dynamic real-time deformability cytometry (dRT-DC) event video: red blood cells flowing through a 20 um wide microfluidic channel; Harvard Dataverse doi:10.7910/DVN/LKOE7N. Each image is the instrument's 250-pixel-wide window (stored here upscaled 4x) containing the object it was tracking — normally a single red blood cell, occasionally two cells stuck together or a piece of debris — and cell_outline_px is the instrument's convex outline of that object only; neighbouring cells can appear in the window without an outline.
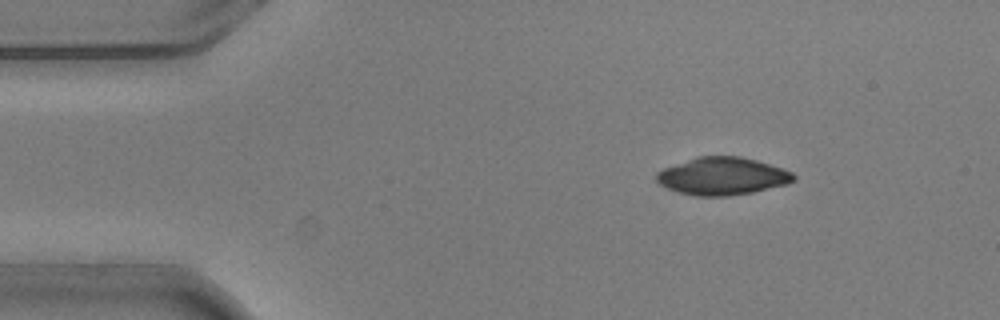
{"species": "common noctule bat (a hibernating species)", "species_latin": "Nyctalus noctula", "temperature_condition": "warm", "stored_images_in_passage": 4, "camera_frame_rate_fps": 3000, "um_per_image_px": 0.085, "animal": {"sex": "male", "body_mass_g": 20.5, "forearm_length_mm": 52.5}, "frame": {"image": 1, "passage_image": 2, "time_ms": 0.333, "image_size_px": [1000, 320], "cell_outline_px": [[796, 180], [788, 184], [752, 192], [728, 196], [696, 196], [680, 192], [668, 188], [660, 184], [656, 180], [656, 172], [664, 168], [696, 156], [740, 156], [756, 160], [792, 172], [796, 176]], "centroid_in_image_um": [61.4, 14.97], "position_along_channel_um": 23.6, "area_um2": 29.94}}